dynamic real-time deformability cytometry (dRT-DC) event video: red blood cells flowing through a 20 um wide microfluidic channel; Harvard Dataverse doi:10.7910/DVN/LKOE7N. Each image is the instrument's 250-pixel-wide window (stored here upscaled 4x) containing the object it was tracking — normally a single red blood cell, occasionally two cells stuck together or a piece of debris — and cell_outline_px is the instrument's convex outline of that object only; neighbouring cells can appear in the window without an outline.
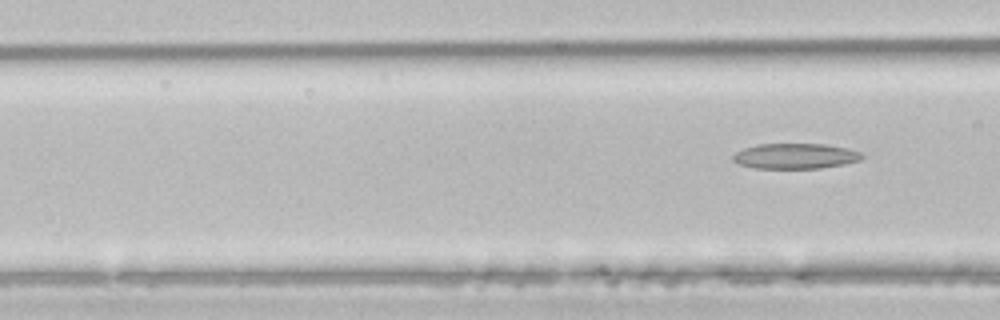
{"species": "common noctule bat (a hibernating species)", "species_latin": "Nyctalus noctula", "temperature_condition": "room temperature", "stored_images_in_passage": 6, "camera_frame_rate_fps": 3000, "um_per_image_px": 0.085, "animal": {"sex": "male", "body_mass_g": 21.5, "forearm_length_mm": 52.0}, "frame": {"image": 1, "passage_image": 6, "time_ms": 1.667, "image_size_px": [1000, 320], "cell_outline_px": [[864, 156], [860, 160], [844, 164], [820, 168], [756, 168], [740, 164], [732, 160], [732, 156], [736, 152], [744, 148], [756, 144], [824, 144], [848, 148], [860, 152]], "centroid_in_image_um": [67.6, 13.26], "position_along_channel_um": 99.0, "area_um2": 19.02}}